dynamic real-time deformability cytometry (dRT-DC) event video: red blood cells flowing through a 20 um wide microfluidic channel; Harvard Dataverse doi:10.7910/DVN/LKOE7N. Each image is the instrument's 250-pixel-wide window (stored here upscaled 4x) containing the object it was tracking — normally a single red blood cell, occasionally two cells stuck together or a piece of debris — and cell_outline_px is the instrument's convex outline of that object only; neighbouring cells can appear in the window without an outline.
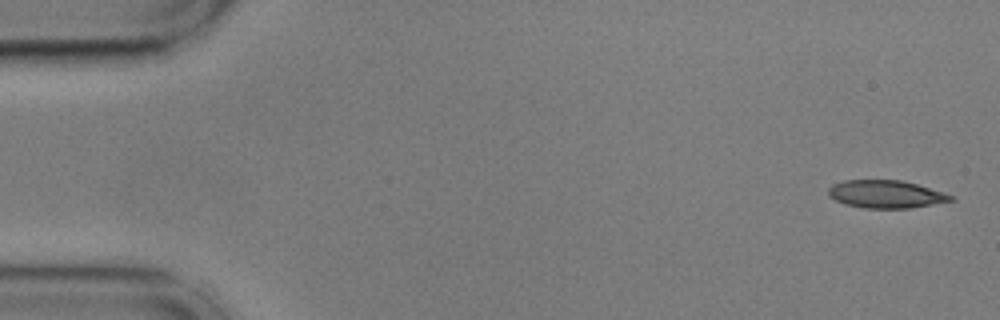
{"species": "common noctule bat (a hibernating species)", "species_latin": "Nyctalus noctula", "temperature_condition": "cold", "stored_images_in_passage": 54, "camera_frame_rate_fps": 3000, "um_per_image_px": 0.085, "animal": {"sex": "male", "body_mass_g": 17.9, "forearm_length_mm": 54.2}, "frame": {"image": 1, "passage_image": 1, "time_ms": 0.0, "image_size_px": [1000, 320], "cell_outline_px": [[956, 200], [912, 208], [864, 208], [844, 204], [828, 196], [828, 188], [832, 184], [844, 180], [900, 180], [916, 184], [944, 192], [956, 196]], "centroid_in_image_um": [75.32, 16.51], "position_along_channel_um": 9.7, "area_um2": 20.0}}
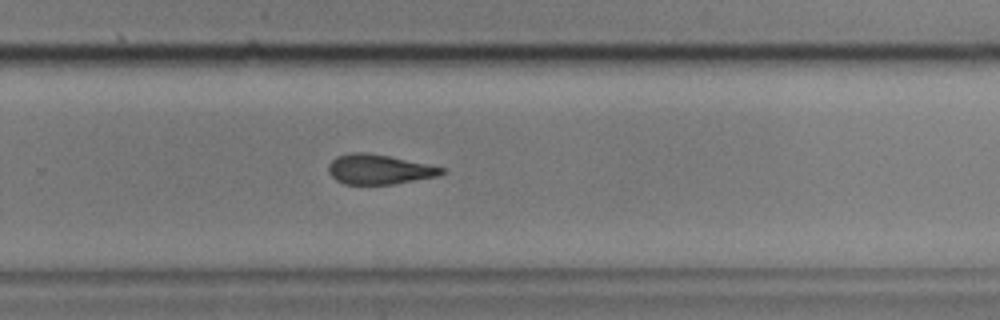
{"frame": {"image": 2, "passage_image": 35, "time_ms": 11.333, "image_size_px": [1000, 320], "cell_outline_px": [[448, 172], [436, 176], [392, 184], [344, 184], [336, 180], [328, 172], [328, 164], [336, 156], [352, 152], [364, 152], [388, 156], [448, 168]], "centroid_in_image_um": [32.23, 14.39], "position_along_channel_um": 297.6, "area_um2": 19.65}}
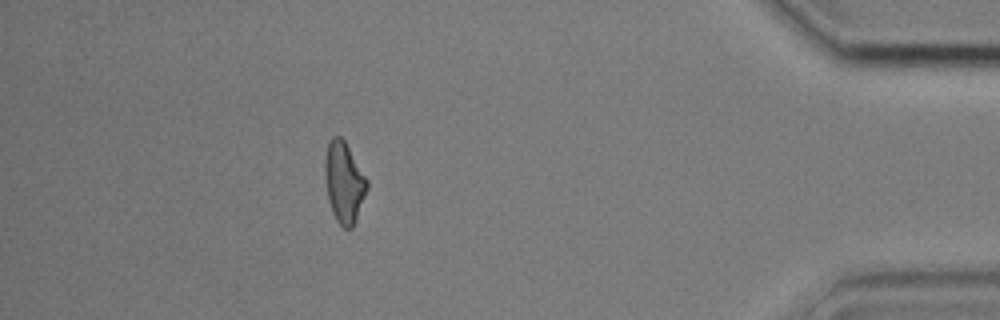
{"frame": {"image": 3, "passage_image": 48, "time_ms": 15.667, "image_size_px": [1000, 320], "cell_outline_px": [[368, 188], [352, 228], [344, 228], [336, 220], [332, 212], [328, 200], [324, 176], [324, 160], [328, 140], [332, 136], [340, 136], [344, 140], [368, 180]], "centroid_in_image_um": [29.22, 15.47], "position_along_channel_um": 406.0, "area_um2": 19.88}, "authors_computed_cell_mechanics": {"area_um2": 20.6346, "velocity_mm_per_s": 3.6171, "shape_relaxation_time_tau1_ms": 5.7902, "shape_relaxation_time_tau2_ms": 4.3269, "deformation_change_tau1": 0.1403, "deformation_change_tau2": 0.1328}}